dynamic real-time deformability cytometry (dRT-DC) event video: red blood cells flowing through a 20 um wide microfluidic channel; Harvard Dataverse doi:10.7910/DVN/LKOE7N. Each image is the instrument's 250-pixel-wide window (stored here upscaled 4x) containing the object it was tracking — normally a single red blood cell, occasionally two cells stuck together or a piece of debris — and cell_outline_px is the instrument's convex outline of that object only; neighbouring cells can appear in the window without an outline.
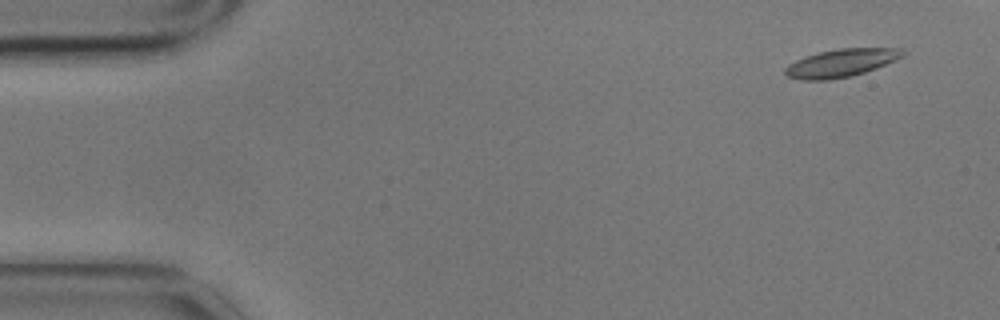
{"species": "common noctule bat (a hibernating species)", "species_latin": "Nyctalus noctula", "temperature_condition": "cold", "stored_images_in_passage": 6, "camera_frame_rate_fps": 3000, "um_per_image_px": 0.085, "animal": {"sex": "male", "body_mass_g": 17.9}, "frame": {"image": 1, "passage_image": 1, "time_ms": 0.0, "image_size_px": [1000, 320], "cell_outline_px": [[904, 56], [876, 68], [864, 72], [848, 76], [828, 80], [800, 80], [784, 76], [784, 68], [788, 64], [804, 56], [820, 52], [840, 48], [900, 48], [904, 52]], "centroid_in_image_um": [71.43, 5.35], "position_along_channel_um": 13.6, "area_um2": 19.07}}